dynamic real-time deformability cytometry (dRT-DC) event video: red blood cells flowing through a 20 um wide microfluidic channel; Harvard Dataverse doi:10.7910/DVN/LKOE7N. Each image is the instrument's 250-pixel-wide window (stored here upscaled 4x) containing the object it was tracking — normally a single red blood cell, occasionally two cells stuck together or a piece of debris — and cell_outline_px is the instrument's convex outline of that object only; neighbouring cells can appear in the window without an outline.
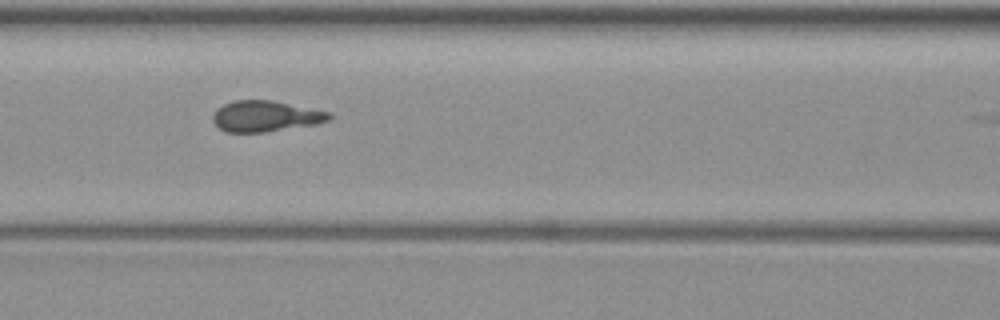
{"species": "common noctule bat (a hibernating species)", "species_latin": "Nyctalus noctula", "temperature_condition": "warm", "stored_images_in_passage": 5, "camera_frame_rate_fps": 3000, "um_per_image_px": 0.085, "animal": {"sex": "female", "body_mass_g": 19.3, "forearm_length_mm": 54.1}, "frame": {"image": 1, "passage_image": 3, "time_ms": 2.333, "image_size_px": [1000, 320], "cell_outline_px": [[332, 116], [328, 120], [316, 124], [264, 132], [224, 132], [212, 120], [212, 116], [216, 108], [232, 100], [272, 100], [332, 112]], "centroid_in_image_um": [22.56, 9.87], "position_along_channel_um": 144.0, "area_um2": 21.04}}